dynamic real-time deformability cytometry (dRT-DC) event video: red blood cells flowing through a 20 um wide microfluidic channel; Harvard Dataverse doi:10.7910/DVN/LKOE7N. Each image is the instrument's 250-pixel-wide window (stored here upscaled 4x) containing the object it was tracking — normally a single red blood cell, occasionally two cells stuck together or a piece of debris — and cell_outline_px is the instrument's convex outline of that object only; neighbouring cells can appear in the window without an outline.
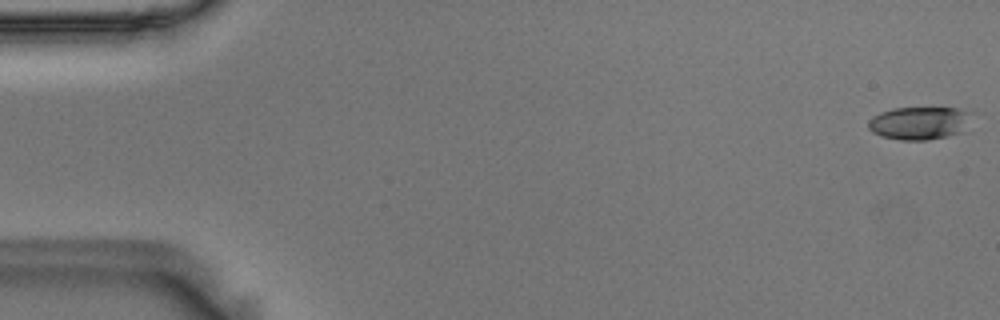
{"species": "Egyptian fruit bat (a non-hibernating species)", "species_latin": "Rousettus aegyptiacus", "temperature_condition": "room temperature", "stored_images_in_passage": 56, "camera_frame_rate_fps": 3000, "um_per_image_px": 0.085, "animal": {"sex": "male"}, "frame": {"image": 1, "passage_image": 1, "time_ms": 0.0, "image_size_px": [1000, 320], "cell_outline_px": [[976, 112], [972, 132], [928, 140], [900, 140], [880, 136], [872, 132], [868, 128], [868, 120], [872, 116], [880, 112], [892, 108], [976, 108]], "centroid_in_image_um": [78.4, 10.45], "position_along_channel_um": 6.6, "area_um2": 21.44}}
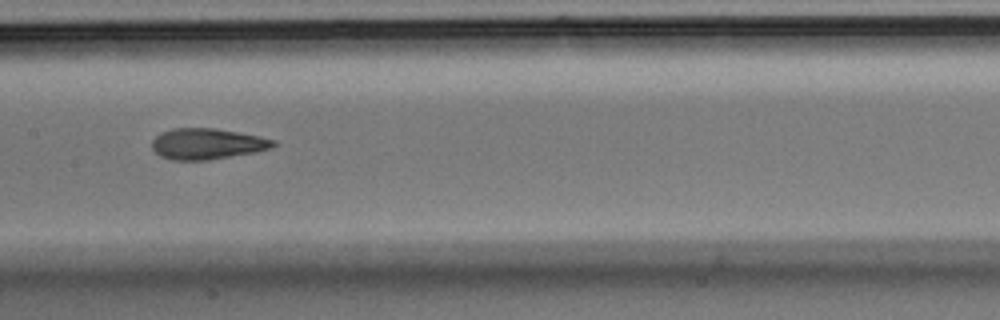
{"frame": {"image": 2, "passage_image": 28, "time_ms": 9.0, "image_size_px": [1000, 320], "cell_outline_px": [[276, 144], [272, 148], [256, 152], [208, 160], [172, 160], [160, 156], [152, 148], [152, 140], [160, 132], [172, 128], [216, 128], [260, 136], [276, 140]], "centroid_in_image_um": [17.61, 12.22], "position_along_channel_um": 189.8, "area_um2": 22.02}}
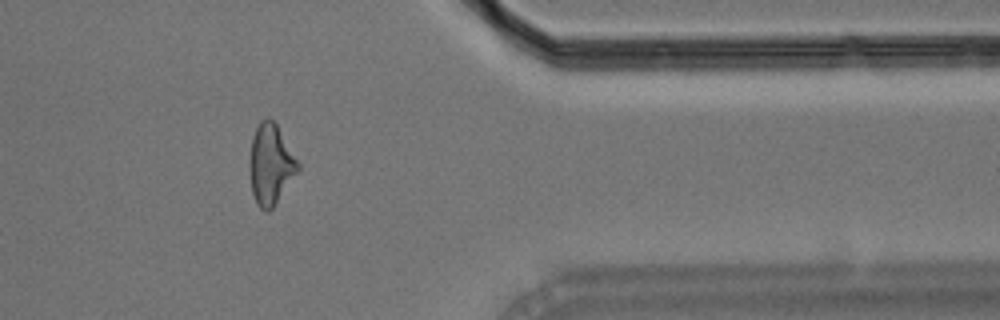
{"frame": {"image": 3, "passage_image": 46, "time_ms": 15.0, "image_size_px": [1000, 320], "cell_outline_px": [[300, 168], [272, 208], [268, 212], [264, 212], [256, 204], [252, 192], [252, 136], [260, 120], [268, 116], [276, 124], [300, 164]], "centroid_in_image_um": [23.03, 13.97], "position_along_channel_um": 388.4, "area_um2": 21.85}, "authors_computed_cell_mechanics": {"area_um2": 21.8484, "velocity_mm_per_s": 3.6093, "shape_relaxation_time_tau1_ms": 4.5781, "shape_relaxation_time_tau2_ms": 1.6953, "deformation_change_tau1": 0.1886, "deformation_change_tau2": 0.1008}}